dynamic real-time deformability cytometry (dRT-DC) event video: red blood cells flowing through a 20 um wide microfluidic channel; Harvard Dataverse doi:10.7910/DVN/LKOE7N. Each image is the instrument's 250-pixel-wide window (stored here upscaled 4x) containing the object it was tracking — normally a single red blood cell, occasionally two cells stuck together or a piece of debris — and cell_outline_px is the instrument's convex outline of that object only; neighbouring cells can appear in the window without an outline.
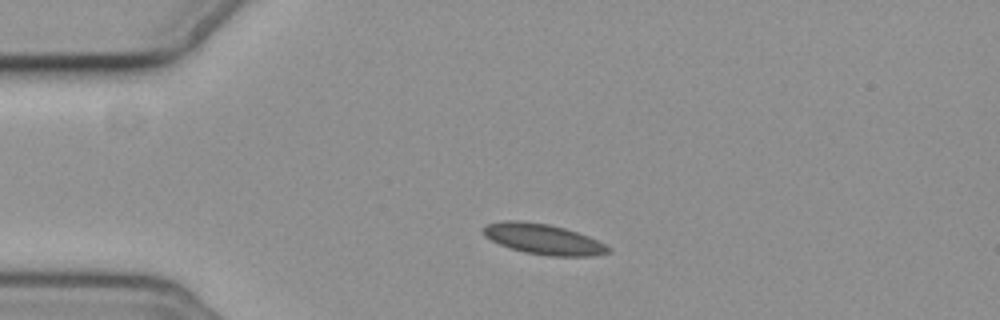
{"species": "common noctule bat (a hibernating species)", "species_latin": "Nyctalus noctula", "temperature_condition": "cold", "stored_images_in_passage": 3, "camera_frame_rate_fps": 3000, "um_per_image_px": 0.085, "animal": {"sex": "female", "body_mass_g": 19.3, "forearm_length_mm": 54.1}, "frame": {"image": 1, "passage_image": 2, "time_ms": 2.0, "image_size_px": [1000, 320], "cell_outline_px": [[612, 252], [592, 256], [548, 256], [524, 252], [508, 248], [484, 236], [480, 228], [484, 224], [500, 220], [520, 220], [548, 224], [564, 228], [588, 236], [612, 248]], "centroid_in_image_um": [46.12, 20.32], "position_along_channel_um": 38.9, "area_um2": 22.48}}